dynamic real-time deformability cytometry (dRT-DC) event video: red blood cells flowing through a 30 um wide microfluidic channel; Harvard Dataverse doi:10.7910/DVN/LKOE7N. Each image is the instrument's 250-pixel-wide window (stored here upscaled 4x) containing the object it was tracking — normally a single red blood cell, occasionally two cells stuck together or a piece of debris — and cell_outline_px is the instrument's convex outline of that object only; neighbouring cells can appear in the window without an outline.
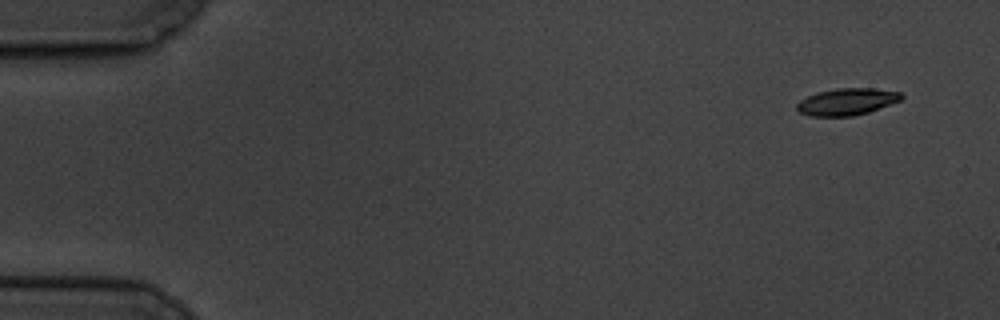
{"species": "common noctule bat (a hibernating species)", "species_latin": "Nyctalus noctula", "temperature_condition": "cold", "stored_images_in_passage": 5, "camera_frame_rate_fps": 3000, "um_per_image_px": 0.085, "animal": {"sex": "male", "body_mass_g": 19.5, "forearm_length_mm": 54.6}, "frame": {"image": 1, "passage_image": 1, "time_ms": 0.0, "image_size_px": [1000, 320], "cell_outline_px": [[904, 96], [900, 100], [868, 112], [852, 116], [808, 116], [800, 112], [796, 108], [796, 104], [800, 100], [816, 92], [836, 88], [872, 88], [900, 92]], "centroid_in_image_um": [71.95, 8.64], "position_along_channel_um": 13.1, "area_um2": 16.3}}
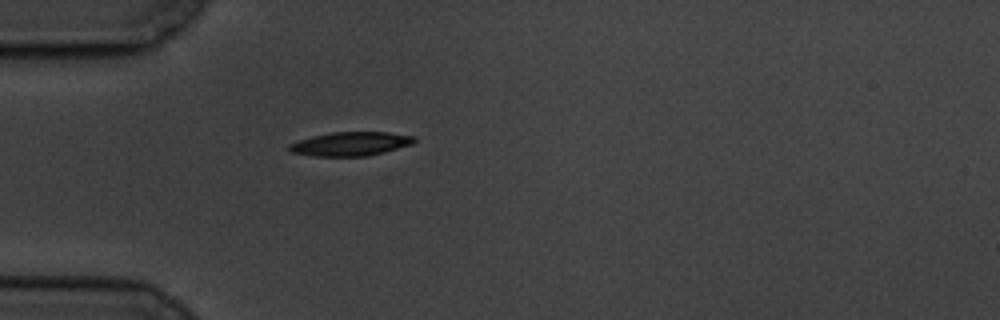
{"frame": {"image": 2, "passage_image": 5, "time_ms": 4.667, "image_size_px": [1000, 320], "cell_outline_px": [[416, 140], [412, 144], [384, 152], [368, 156], [312, 156], [292, 152], [288, 148], [288, 144], [312, 136], [332, 132], [388, 132], [416, 136]], "centroid_in_image_um": [29.82, 12.22], "position_along_channel_um": 55.2, "area_um2": 17.4}}